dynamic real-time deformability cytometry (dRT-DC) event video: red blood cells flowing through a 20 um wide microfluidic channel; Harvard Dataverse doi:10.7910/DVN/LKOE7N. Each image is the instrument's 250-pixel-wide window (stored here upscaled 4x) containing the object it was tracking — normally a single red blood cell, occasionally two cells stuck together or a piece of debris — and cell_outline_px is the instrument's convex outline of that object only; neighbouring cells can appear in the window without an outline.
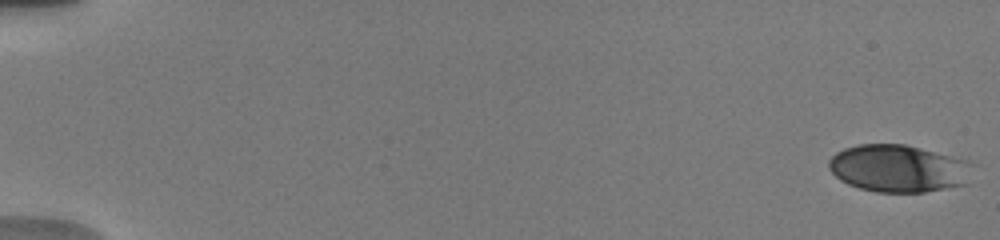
{"species": "human", "species_latin": "Homo sapiens", "temperature_condition": "warm", "stored_images_in_passage": 39, "camera_frame_rate_fps": 3000, "um_per_image_px": 0.085, "donor": {"sex": "male"}, "frame": {"image": 1, "passage_image": 1, "time_ms": 0.0, "image_size_px": [1000, 240], "cell_outline_px": [[980, 164], [968, 184], [924, 192], [876, 192], [860, 188], [848, 184], [840, 180], [828, 168], [828, 160], [836, 152], [844, 148], [856, 144], [904, 144], [968, 160]], "centroid_in_image_um": [76.47, 14.32], "position_along_channel_um": 8.5, "area_um2": 40.52}}
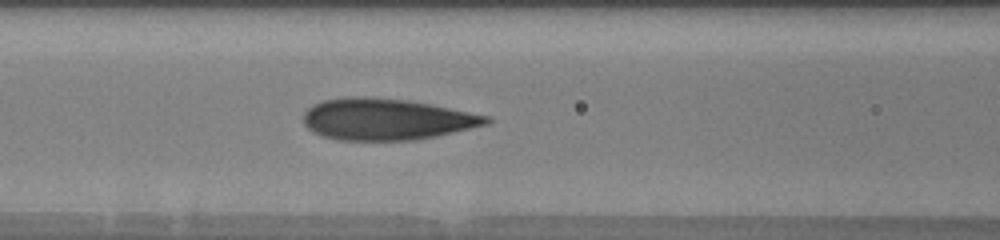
{"frame": {"image": 2, "passage_image": 20, "time_ms": 8.0, "image_size_px": [1000, 240], "cell_outline_px": [[492, 120], [488, 124], [436, 136], [412, 140], [340, 140], [324, 136], [312, 132], [304, 124], [304, 112], [312, 104], [324, 100], [340, 96], [368, 96], [408, 100], [432, 104], [492, 116]], "centroid_in_image_um": [32.85, 10.11], "position_along_channel_um": 133.8, "area_um2": 44.56}}
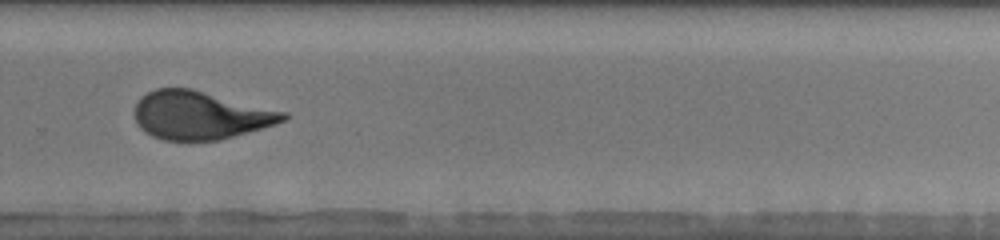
{"frame": {"image": 3, "passage_image": 29, "time_ms": 12.667, "image_size_px": [1000, 240], "cell_outline_px": [[288, 116], [284, 120], [276, 124], [220, 140], [164, 140], [152, 136], [144, 132], [136, 124], [132, 112], [140, 96], [156, 88], [192, 88], [288, 112]], "centroid_in_image_um": [16.98, 9.79], "position_along_channel_um": 312.8, "area_um2": 42.14}, "authors_computed_cell_mechanics": {"area_um2": 41.8472, "velocity_mm_per_s": 3.8535, "shape_relaxation_time_tau1_ms": 6.5783, "shape_relaxation_time_tau2_ms": null, "deformation_change_tau1": 0.223, "deformation_change_tau2": null}}